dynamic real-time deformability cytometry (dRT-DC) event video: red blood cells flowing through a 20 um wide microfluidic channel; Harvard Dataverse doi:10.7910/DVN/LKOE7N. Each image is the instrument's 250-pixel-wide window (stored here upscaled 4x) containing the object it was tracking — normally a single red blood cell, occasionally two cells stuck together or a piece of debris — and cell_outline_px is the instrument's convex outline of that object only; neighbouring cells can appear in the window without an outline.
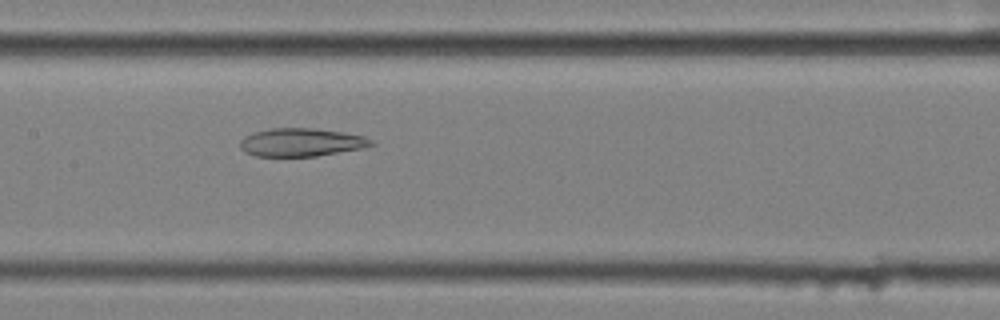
{"species": "common noctule bat (a hibernating species)", "species_latin": "Nyctalus noctula", "temperature_condition": "cold", "stored_images_in_passage": 58, "camera_frame_rate_fps": 3000, "um_per_image_px": 0.085, "animal": {"sex": "female", "body_mass_g": 25.1}, "frame": {"image": 1, "passage_image": 29, "time_ms": 9.333, "image_size_px": [1000, 320], "cell_outline_px": [[376, 144], [364, 148], [316, 156], [256, 156], [244, 152], [240, 148], [240, 140], [244, 136], [252, 132], [268, 128], [312, 128], [344, 132], [364, 136], [372, 140]], "centroid_in_image_um": [25.59, 12.09], "position_along_channel_um": 181.8, "area_um2": 21.73}}
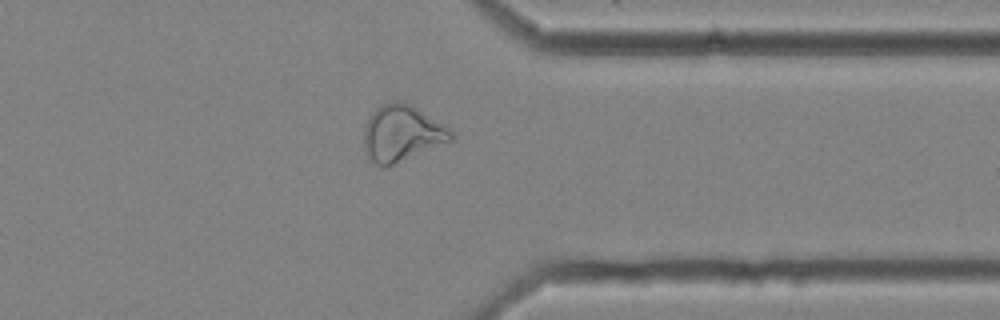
{"frame": {"image": 2, "passage_image": 46, "time_ms": 15.0, "image_size_px": [1000, 320], "cell_outline_px": [[452, 140], [392, 164], [376, 164], [368, 156], [364, 148], [364, 128], [368, 116], [380, 104], [392, 100], [400, 100], [412, 104], [448, 128], [452, 132]], "centroid_in_image_um": [34.11, 11.26], "position_along_channel_um": 377.3, "area_um2": 28.03}}
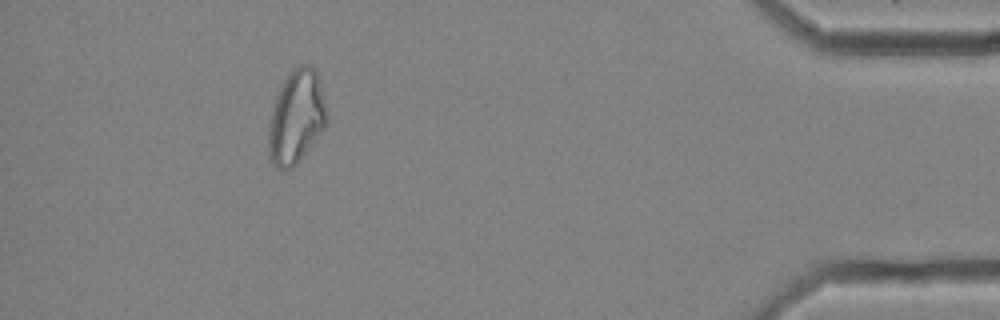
{"frame": {"image": 3, "passage_image": 53, "time_ms": 17.333, "image_size_px": [1000, 320], "cell_outline_px": [[324, 128], [296, 164], [292, 168], [276, 168], [272, 164], [268, 156], [268, 124], [276, 96], [288, 72], [292, 68], [300, 64], [312, 64], [316, 72], [324, 100]], "centroid_in_image_um": [25.12, 9.94], "position_along_channel_um": 410.1, "area_um2": 31.21}, "authors_computed_cell_mechanics": {"area_um2": 29.3335, "velocity_mm_per_s": 3.5053, "shape_relaxation_time_tau1_ms": null, "shape_relaxation_time_tau2_ms": 5.6752, "deformation_change_tau1": null, "deformation_change_tau2": 0.16}}